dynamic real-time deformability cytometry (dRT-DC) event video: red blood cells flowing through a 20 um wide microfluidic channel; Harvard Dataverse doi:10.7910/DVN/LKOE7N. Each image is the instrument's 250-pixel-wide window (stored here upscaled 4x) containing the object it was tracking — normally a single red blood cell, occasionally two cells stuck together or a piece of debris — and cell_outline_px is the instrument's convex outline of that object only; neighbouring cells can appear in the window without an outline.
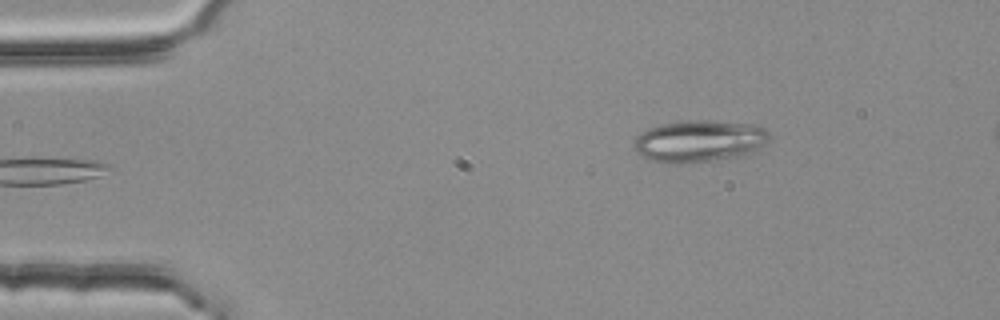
{"species": "common noctule bat (a hibernating species)", "species_latin": "Nyctalus noctula", "temperature_condition": "room temperature", "stored_images_in_passage": 4, "camera_frame_rate_fps": 3000, "um_per_image_px": 0.085, "animal": {"sex": "female", "body_mass_g": 25.1}, "frame": {"image": 1, "passage_image": 4, "time_ms": 1.0, "image_size_px": [1000, 320], "cell_outline_px": [[768, 140], [764, 144], [748, 152], [736, 156], [688, 164], [676, 164], [648, 160], [640, 156], [636, 152], [636, 136], [640, 132], [648, 128], [660, 124], [688, 120], [712, 120], [752, 124], [764, 128], [768, 132]], "centroid_in_image_um": [59.37, 11.98], "position_along_channel_um": 25.6, "area_um2": 32.89}}